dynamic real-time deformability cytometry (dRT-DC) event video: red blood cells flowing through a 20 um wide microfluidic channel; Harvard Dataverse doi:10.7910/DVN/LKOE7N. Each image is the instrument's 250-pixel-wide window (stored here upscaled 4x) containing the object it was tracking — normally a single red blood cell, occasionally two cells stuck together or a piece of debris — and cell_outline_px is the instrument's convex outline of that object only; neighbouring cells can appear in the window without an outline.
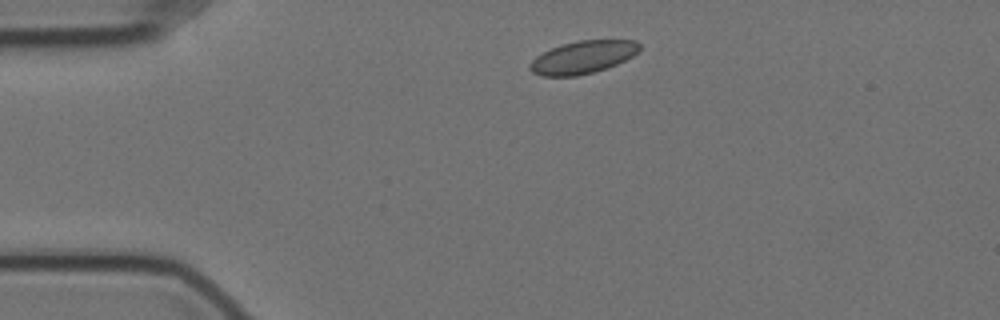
{"species": "Egyptian fruit bat (a non-hibernating species)", "species_latin": "Rousettus aegyptiacus", "temperature_condition": "cold", "stored_images_in_passage": 35, "camera_frame_rate_fps": 3000, "um_per_image_px": 0.085, "animal": {"sex": "female"}, "frame": {"image": 1, "passage_image": 1, "time_ms": 0.0, "image_size_px": [1000, 320], "cell_outline_px": [[640, 52], [616, 64], [592, 72], [576, 76], [540, 76], [532, 72], [528, 68], [528, 64], [536, 56], [560, 44], [576, 40], [636, 40], [640, 44]], "centroid_in_image_um": [49.52, 4.85], "position_along_channel_um": 35.5, "area_um2": 20.92}}
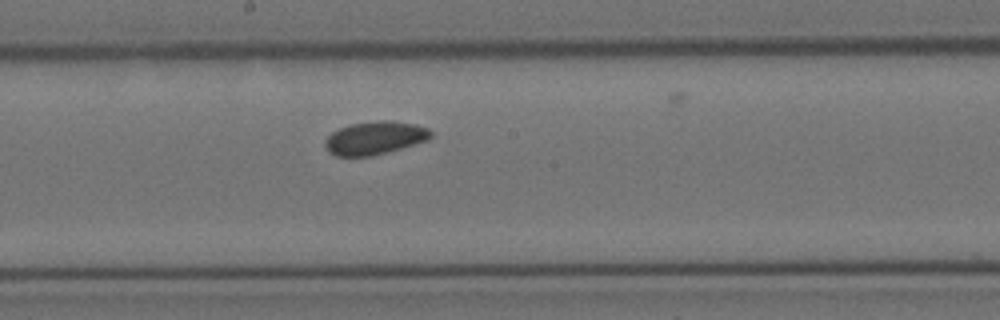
{"frame": {"image": 2, "passage_image": 20, "time_ms": 6.333, "image_size_px": [1000, 320], "cell_outline_px": [[432, 136], [428, 140], [372, 156], [336, 156], [328, 152], [324, 148], [324, 140], [332, 132], [348, 124], [380, 120], [392, 120], [416, 124], [428, 128], [432, 132]], "centroid_in_image_um": [31.84, 11.72], "position_along_channel_um": 216.4, "area_um2": 20.58}}
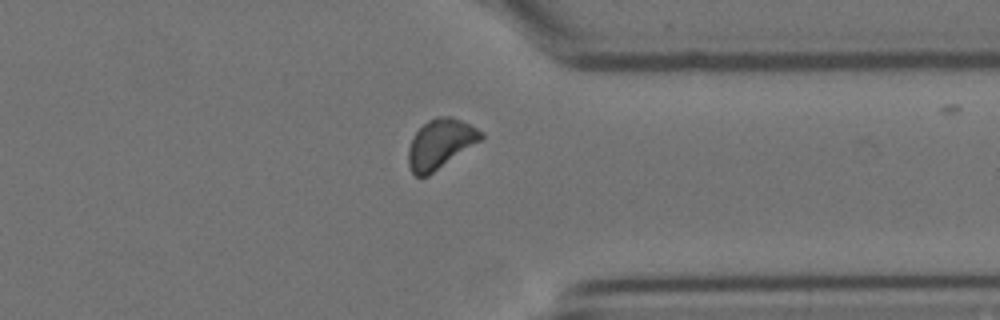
{"frame": {"image": 3, "passage_image": 34, "time_ms": 11.0, "image_size_px": [1000, 320], "cell_outline_px": [[484, 136], [480, 140], [428, 176], [416, 176], [412, 172], [408, 164], [408, 148], [412, 136], [428, 120], [436, 116], [452, 116], [484, 132]], "centroid_in_image_um": [37.4, 12.21], "position_along_channel_um": 374.0, "area_um2": 20.69}}